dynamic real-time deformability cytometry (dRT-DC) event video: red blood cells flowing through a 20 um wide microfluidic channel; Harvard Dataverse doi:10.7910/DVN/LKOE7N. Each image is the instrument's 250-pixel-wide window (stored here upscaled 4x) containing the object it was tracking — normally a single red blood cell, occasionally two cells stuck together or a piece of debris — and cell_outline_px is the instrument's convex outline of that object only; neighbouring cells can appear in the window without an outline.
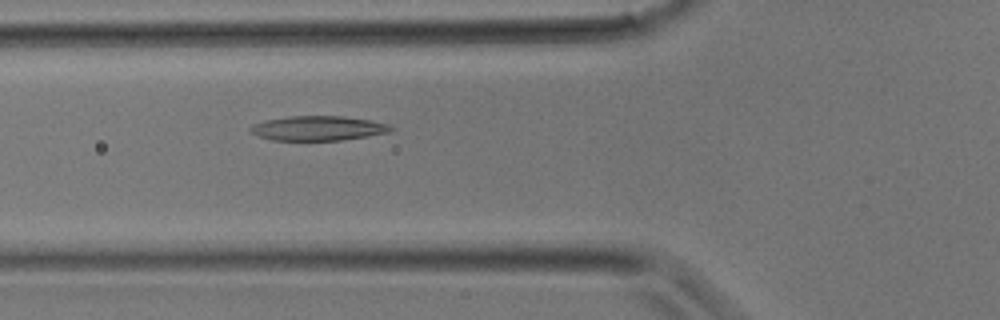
{"species": "common noctule bat (a hibernating species)", "species_latin": "Nyctalus noctula", "temperature_condition": "room temperature", "stored_images_in_passage": 5, "camera_frame_rate_fps": 3000, "um_per_image_px": 0.085, "animal": {"sex": "male", "body_mass_g": 17.9}, "frame": {"image": 1, "passage_image": 5, "time_ms": 1.333, "image_size_px": [1000, 320], "cell_outline_px": [[396, 128], [388, 132], [368, 136], [340, 140], [272, 140], [260, 136], [252, 132], [248, 128], [252, 124], [264, 120], [288, 116], [344, 116], [368, 120], [388, 124]], "centroid_in_image_um": [27.02, 10.89], "position_along_channel_um": 98.8, "area_um2": 20.06}}